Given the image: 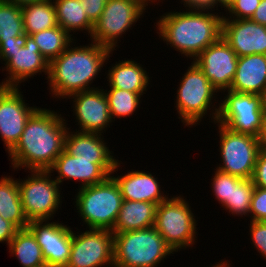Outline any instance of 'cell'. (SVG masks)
I'll list each match as a JSON object with an SVG mask.
<instances>
[{"instance_id":"6da1fadb","label":"cell","mask_w":266,"mask_h":267,"mask_svg":"<svg viewBox=\"0 0 266 267\" xmlns=\"http://www.w3.org/2000/svg\"><path fill=\"white\" fill-rule=\"evenodd\" d=\"M67 122L61 113L39 106L27 120L19 141L8 152L13 171L21 168L26 172L48 171L64 150Z\"/></svg>"},{"instance_id":"7a4b0ae2","label":"cell","mask_w":266,"mask_h":267,"mask_svg":"<svg viewBox=\"0 0 266 267\" xmlns=\"http://www.w3.org/2000/svg\"><path fill=\"white\" fill-rule=\"evenodd\" d=\"M74 42H77L76 39L49 62L46 83L52 98L66 100L72 94L99 88L92 83L115 53L93 41L83 46L80 43L77 46Z\"/></svg>"},{"instance_id":"3957f363","label":"cell","mask_w":266,"mask_h":267,"mask_svg":"<svg viewBox=\"0 0 266 267\" xmlns=\"http://www.w3.org/2000/svg\"><path fill=\"white\" fill-rule=\"evenodd\" d=\"M181 10L159 15L156 18L157 28H154L159 40L161 38L167 46L193 61L222 36L223 12L217 13L211 9Z\"/></svg>"},{"instance_id":"277c9868","label":"cell","mask_w":266,"mask_h":267,"mask_svg":"<svg viewBox=\"0 0 266 267\" xmlns=\"http://www.w3.org/2000/svg\"><path fill=\"white\" fill-rule=\"evenodd\" d=\"M185 71L187 72L180 78L175 93L177 95H174L178 119H181L182 125L188 128L200 125L206 116L211 120L209 123L217 122L220 109L218 101L223 97L219 96L220 93L212 86L202 69L194 61L189 63Z\"/></svg>"},{"instance_id":"5b68a950","label":"cell","mask_w":266,"mask_h":267,"mask_svg":"<svg viewBox=\"0 0 266 267\" xmlns=\"http://www.w3.org/2000/svg\"><path fill=\"white\" fill-rule=\"evenodd\" d=\"M114 267H158L171 254L156 228L113 233Z\"/></svg>"},{"instance_id":"8992f818","label":"cell","mask_w":266,"mask_h":267,"mask_svg":"<svg viewBox=\"0 0 266 267\" xmlns=\"http://www.w3.org/2000/svg\"><path fill=\"white\" fill-rule=\"evenodd\" d=\"M73 204L85 229L112 230L123 201L116 181L109 176L104 182L77 189Z\"/></svg>"},{"instance_id":"52a82bcc","label":"cell","mask_w":266,"mask_h":267,"mask_svg":"<svg viewBox=\"0 0 266 267\" xmlns=\"http://www.w3.org/2000/svg\"><path fill=\"white\" fill-rule=\"evenodd\" d=\"M184 197L172 195L158 204L156 210L154 227L174 253L192 248L199 235L195 213Z\"/></svg>"},{"instance_id":"ba28073f","label":"cell","mask_w":266,"mask_h":267,"mask_svg":"<svg viewBox=\"0 0 266 267\" xmlns=\"http://www.w3.org/2000/svg\"><path fill=\"white\" fill-rule=\"evenodd\" d=\"M27 173L26 178L18 179L20 199L27 220H54L65 201L61 196L62 187L49 171L29 170Z\"/></svg>"},{"instance_id":"9c48e42d","label":"cell","mask_w":266,"mask_h":267,"mask_svg":"<svg viewBox=\"0 0 266 267\" xmlns=\"http://www.w3.org/2000/svg\"><path fill=\"white\" fill-rule=\"evenodd\" d=\"M213 124H216L213 127H218L217 150L221 161L215 168L243 179H252L257 156L261 150L258 138L231 131L217 122Z\"/></svg>"},{"instance_id":"30bf717a","label":"cell","mask_w":266,"mask_h":267,"mask_svg":"<svg viewBox=\"0 0 266 267\" xmlns=\"http://www.w3.org/2000/svg\"><path fill=\"white\" fill-rule=\"evenodd\" d=\"M145 12L147 11L133 0H107L101 16L94 23L90 41L111 51L117 50L120 39L129 29H133L132 26L143 18Z\"/></svg>"},{"instance_id":"8fae6325","label":"cell","mask_w":266,"mask_h":267,"mask_svg":"<svg viewBox=\"0 0 266 267\" xmlns=\"http://www.w3.org/2000/svg\"><path fill=\"white\" fill-rule=\"evenodd\" d=\"M225 92V93H224ZM220 99L217 123L229 130L259 137L264 110L263 96L225 90Z\"/></svg>"},{"instance_id":"7c38bea8","label":"cell","mask_w":266,"mask_h":267,"mask_svg":"<svg viewBox=\"0 0 266 267\" xmlns=\"http://www.w3.org/2000/svg\"><path fill=\"white\" fill-rule=\"evenodd\" d=\"M72 231L66 267H114L113 232L107 229ZM81 231V232H80Z\"/></svg>"},{"instance_id":"4fadbf2b","label":"cell","mask_w":266,"mask_h":267,"mask_svg":"<svg viewBox=\"0 0 266 267\" xmlns=\"http://www.w3.org/2000/svg\"><path fill=\"white\" fill-rule=\"evenodd\" d=\"M118 159H81L67 153L65 150L57 157L48 170L60 184L64 181H78L79 188L104 182L113 172ZM54 175H57L54 177ZM65 179V180H64Z\"/></svg>"},{"instance_id":"5bb4252c","label":"cell","mask_w":266,"mask_h":267,"mask_svg":"<svg viewBox=\"0 0 266 267\" xmlns=\"http://www.w3.org/2000/svg\"><path fill=\"white\" fill-rule=\"evenodd\" d=\"M21 87L0 86V138L8 153L19 141L25 124L39 108L30 106Z\"/></svg>"},{"instance_id":"9a60e30c","label":"cell","mask_w":266,"mask_h":267,"mask_svg":"<svg viewBox=\"0 0 266 267\" xmlns=\"http://www.w3.org/2000/svg\"><path fill=\"white\" fill-rule=\"evenodd\" d=\"M76 119V131L85 133L106 134V130L114 123L110 117L108 100L103 86L92 90L78 92L69 96ZM73 101V102H72Z\"/></svg>"},{"instance_id":"2e32d148","label":"cell","mask_w":266,"mask_h":267,"mask_svg":"<svg viewBox=\"0 0 266 267\" xmlns=\"http://www.w3.org/2000/svg\"><path fill=\"white\" fill-rule=\"evenodd\" d=\"M27 228L42 249L47 267H66L72 246V228L59 221H30Z\"/></svg>"},{"instance_id":"e0dca14e","label":"cell","mask_w":266,"mask_h":267,"mask_svg":"<svg viewBox=\"0 0 266 267\" xmlns=\"http://www.w3.org/2000/svg\"><path fill=\"white\" fill-rule=\"evenodd\" d=\"M2 71H6L7 77L2 79V87H20L29 78L33 79L39 73L48 78L49 62L40 53L39 47L32 36L26 34L25 46L9 53L2 61Z\"/></svg>"},{"instance_id":"ac0fdd59","label":"cell","mask_w":266,"mask_h":267,"mask_svg":"<svg viewBox=\"0 0 266 267\" xmlns=\"http://www.w3.org/2000/svg\"><path fill=\"white\" fill-rule=\"evenodd\" d=\"M212 86L222 92L230 90L237 69L238 56L221 36L193 60Z\"/></svg>"},{"instance_id":"d6986e66","label":"cell","mask_w":266,"mask_h":267,"mask_svg":"<svg viewBox=\"0 0 266 267\" xmlns=\"http://www.w3.org/2000/svg\"><path fill=\"white\" fill-rule=\"evenodd\" d=\"M123 165L121 160H117L113 172L110 176L116 181L119 186L122 198L124 200L130 201H145L154 204H160L161 202L167 200L170 196L157 180L158 177L152 175L151 171L145 170H133L130 169L125 174L118 175L117 172L120 165ZM117 171V172H116ZM114 173H116L114 175ZM166 193H164L163 191Z\"/></svg>"},{"instance_id":"ffe728a7","label":"cell","mask_w":266,"mask_h":267,"mask_svg":"<svg viewBox=\"0 0 266 267\" xmlns=\"http://www.w3.org/2000/svg\"><path fill=\"white\" fill-rule=\"evenodd\" d=\"M222 37L238 57L266 55V26L251 19H222Z\"/></svg>"},{"instance_id":"44dd1931","label":"cell","mask_w":266,"mask_h":267,"mask_svg":"<svg viewBox=\"0 0 266 267\" xmlns=\"http://www.w3.org/2000/svg\"><path fill=\"white\" fill-rule=\"evenodd\" d=\"M266 90V55L238 57L237 69L230 91L263 95Z\"/></svg>"},{"instance_id":"7402d4cb","label":"cell","mask_w":266,"mask_h":267,"mask_svg":"<svg viewBox=\"0 0 266 267\" xmlns=\"http://www.w3.org/2000/svg\"><path fill=\"white\" fill-rule=\"evenodd\" d=\"M145 69L144 65L132 58L116 61L108 68L106 84L108 88H119L144 95L149 89L147 87L151 84L150 78H152Z\"/></svg>"},{"instance_id":"603a6c76","label":"cell","mask_w":266,"mask_h":267,"mask_svg":"<svg viewBox=\"0 0 266 267\" xmlns=\"http://www.w3.org/2000/svg\"><path fill=\"white\" fill-rule=\"evenodd\" d=\"M68 127L64 150L81 159H117L102 134L85 133ZM117 156V157H115Z\"/></svg>"},{"instance_id":"cb8c5ba5","label":"cell","mask_w":266,"mask_h":267,"mask_svg":"<svg viewBox=\"0 0 266 267\" xmlns=\"http://www.w3.org/2000/svg\"><path fill=\"white\" fill-rule=\"evenodd\" d=\"M158 204L145 201H122L119 214L111 230L113 233L141 230L153 227Z\"/></svg>"},{"instance_id":"d4e9b609","label":"cell","mask_w":266,"mask_h":267,"mask_svg":"<svg viewBox=\"0 0 266 267\" xmlns=\"http://www.w3.org/2000/svg\"><path fill=\"white\" fill-rule=\"evenodd\" d=\"M56 10L57 24L71 37H76L78 31L88 34L90 37L94 24L87 17L81 0H52ZM73 32V34H72Z\"/></svg>"},{"instance_id":"484cf974","label":"cell","mask_w":266,"mask_h":267,"mask_svg":"<svg viewBox=\"0 0 266 267\" xmlns=\"http://www.w3.org/2000/svg\"><path fill=\"white\" fill-rule=\"evenodd\" d=\"M0 215L18 229H25L29 224L22 208L18 178L12 175L0 178Z\"/></svg>"},{"instance_id":"4316f807","label":"cell","mask_w":266,"mask_h":267,"mask_svg":"<svg viewBox=\"0 0 266 267\" xmlns=\"http://www.w3.org/2000/svg\"><path fill=\"white\" fill-rule=\"evenodd\" d=\"M7 248L21 267H47L42 249L28 228L19 229Z\"/></svg>"},{"instance_id":"83f0119b","label":"cell","mask_w":266,"mask_h":267,"mask_svg":"<svg viewBox=\"0 0 266 267\" xmlns=\"http://www.w3.org/2000/svg\"><path fill=\"white\" fill-rule=\"evenodd\" d=\"M24 31L32 35L58 26L56 10L52 0L29 3L21 6Z\"/></svg>"},{"instance_id":"f1b7e54d","label":"cell","mask_w":266,"mask_h":267,"mask_svg":"<svg viewBox=\"0 0 266 267\" xmlns=\"http://www.w3.org/2000/svg\"><path fill=\"white\" fill-rule=\"evenodd\" d=\"M32 38L39 47L40 53L50 62L58 57L76 39L71 37L59 25L32 34Z\"/></svg>"},{"instance_id":"f546056e","label":"cell","mask_w":266,"mask_h":267,"mask_svg":"<svg viewBox=\"0 0 266 267\" xmlns=\"http://www.w3.org/2000/svg\"><path fill=\"white\" fill-rule=\"evenodd\" d=\"M103 91L108 100L109 112L112 121L114 122L116 118H126L133 116V114L138 111L141 106L143 95L138 93L122 90L119 88L104 89Z\"/></svg>"},{"instance_id":"4dcf8cb0","label":"cell","mask_w":266,"mask_h":267,"mask_svg":"<svg viewBox=\"0 0 266 267\" xmlns=\"http://www.w3.org/2000/svg\"><path fill=\"white\" fill-rule=\"evenodd\" d=\"M255 185L252 179H243L232 175V193L231 201H227L222 207L225 211L236 217L249 218V211L251 205L252 194Z\"/></svg>"},{"instance_id":"1f68e13d","label":"cell","mask_w":266,"mask_h":267,"mask_svg":"<svg viewBox=\"0 0 266 267\" xmlns=\"http://www.w3.org/2000/svg\"><path fill=\"white\" fill-rule=\"evenodd\" d=\"M25 33L21 6L0 1V41H10Z\"/></svg>"},{"instance_id":"d6a6232c","label":"cell","mask_w":266,"mask_h":267,"mask_svg":"<svg viewBox=\"0 0 266 267\" xmlns=\"http://www.w3.org/2000/svg\"><path fill=\"white\" fill-rule=\"evenodd\" d=\"M214 175L211 179L212 194L223 207L227 201H231L232 175L213 168Z\"/></svg>"},{"instance_id":"836d02e7","label":"cell","mask_w":266,"mask_h":267,"mask_svg":"<svg viewBox=\"0 0 266 267\" xmlns=\"http://www.w3.org/2000/svg\"><path fill=\"white\" fill-rule=\"evenodd\" d=\"M261 0H234L223 18L251 19ZM226 15V16H225Z\"/></svg>"},{"instance_id":"e575fe53","label":"cell","mask_w":266,"mask_h":267,"mask_svg":"<svg viewBox=\"0 0 266 267\" xmlns=\"http://www.w3.org/2000/svg\"><path fill=\"white\" fill-rule=\"evenodd\" d=\"M249 234L252 248L266 259V221H250Z\"/></svg>"},{"instance_id":"d590c367","label":"cell","mask_w":266,"mask_h":267,"mask_svg":"<svg viewBox=\"0 0 266 267\" xmlns=\"http://www.w3.org/2000/svg\"><path fill=\"white\" fill-rule=\"evenodd\" d=\"M249 221H266V189L255 186L252 194Z\"/></svg>"},{"instance_id":"8d00e7d4","label":"cell","mask_w":266,"mask_h":267,"mask_svg":"<svg viewBox=\"0 0 266 267\" xmlns=\"http://www.w3.org/2000/svg\"><path fill=\"white\" fill-rule=\"evenodd\" d=\"M252 180L255 186L266 189V151L260 150L257 156Z\"/></svg>"},{"instance_id":"74e56055","label":"cell","mask_w":266,"mask_h":267,"mask_svg":"<svg viewBox=\"0 0 266 267\" xmlns=\"http://www.w3.org/2000/svg\"><path fill=\"white\" fill-rule=\"evenodd\" d=\"M84 11L89 20L94 24L101 16L107 0H81Z\"/></svg>"},{"instance_id":"f35d334b","label":"cell","mask_w":266,"mask_h":267,"mask_svg":"<svg viewBox=\"0 0 266 267\" xmlns=\"http://www.w3.org/2000/svg\"><path fill=\"white\" fill-rule=\"evenodd\" d=\"M26 43V33H23L14 40L10 41H0V62L9 54L15 52L17 49L25 46Z\"/></svg>"},{"instance_id":"ab89813d","label":"cell","mask_w":266,"mask_h":267,"mask_svg":"<svg viewBox=\"0 0 266 267\" xmlns=\"http://www.w3.org/2000/svg\"><path fill=\"white\" fill-rule=\"evenodd\" d=\"M18 230L13 223L0 215V243L8 245Z\"/></svg>"},{"instance_id":"60d3db41","label":"cell","mask_w":266,"mask_h":267,"mask_svg":"<svg viewBox=\"0 0 266 267\" xmlns=\"http://www.w3.org/2000/svg\"><path fill=\"white\" fill-rule=\"evenodd\" d=\"M165 1V0H163ZM185 9H211L213 10V0H179Z\"/></svg>"},{"instance_id":"b9f144b4","label":"cell","mask_w":266,"mask_h":267,"mask_svg":"<svg viewBox=\"0 0 266 267\" xmlns=\"http://www.w3.org/2000/svg\"><path fill=\"white\" fill-rule=\"evenodd\" d=\"M251 20L266 26V0H261Z\"/></svg>"},{"instance_id":"7bdbcfd3","label":"cell","mask_w":266,"mask_h":267,"mask_svg":"<svg viewBox=\"0 0 266 267\" xmlns=\"http://www.w3.org/2000/svg\"><path fill=\"white\" fill-rule=\"evenodd\" d=\"M261 150L266 151V113L263 116L262 128L258 137Z\"/></svg>"},{"instance_id":"ee69618b","label":"cell","mask_w":266,"mask_h":267,"mask_svg":"<svg viewBox=\"0 0 266 267\" xmlns=\"http://www.w3.org/2000/svg\"><path fill=\"white\" fill-rule=\"evenodd\" d=\"M233 1L234 0H213V11L217 10L220 12L221 10H224L226 12L230 8V6L233 4ZM218 7H221V10H219L220 8Z\"/></svg>"},{"instance_id":"f6af8a7d","label":"cell","mask_w":266,"mask_h":267,"mask_svg":"<svg viewBox=\"0 0 266 267\" xmlns=\"http://www.w3.org/2000/svg\"><path fill=\"white\" fill-rule=\"evenodd\" d=\"M140 4L145 10H148L147 8L150 7L149 5L157 4L159 5V2H162V0H133ZM158 1V2H157Z\"/></svg>"},{"instance_id":"bcb514c9","label":"cell","mask_w":266,"mask_h":267,"mask_svg":"<svg viewBox=\"0 0 266 267\" xmlns=\"http://www.w3.org/2000/svg\"><path fill=\"white\" fill-rule=\"evenodd\" d=\"M2 1L12 3L15 5H19V6H23L25 4L37 3V2H41V1H45V0H2Z\"/></svg>"},{"instance_id":"7dc6e473","label":"cell","mask_w":266,"mask_h":267,"mask_svg":"<svg viewBox=\"0 0 266 267\" xmlns=\"http://www.w3.org/2000/svg\"><path fill=\"white\" fill-rule=\"evenodd\" d=\"M215 264L211 265V267H231L232 261L230 263V261H228V260L226 261V259H221L219 262H216ZM208 267H210V266H208Z\"/></svg>"},{"instance_id":"c3c4849f","label":"cell","mask_w":266,"mask_h":267,"mask_svg":"<svg viewBox=\"0 0 266 267\" xmlns=\"http://www.w3.org/2000/svg\"><path fill=\"white\" fill-rule=\"evenodd\" d=\"M262 96H263V110L264 113H266V90Z\"/></svg>"}]
</instances>
